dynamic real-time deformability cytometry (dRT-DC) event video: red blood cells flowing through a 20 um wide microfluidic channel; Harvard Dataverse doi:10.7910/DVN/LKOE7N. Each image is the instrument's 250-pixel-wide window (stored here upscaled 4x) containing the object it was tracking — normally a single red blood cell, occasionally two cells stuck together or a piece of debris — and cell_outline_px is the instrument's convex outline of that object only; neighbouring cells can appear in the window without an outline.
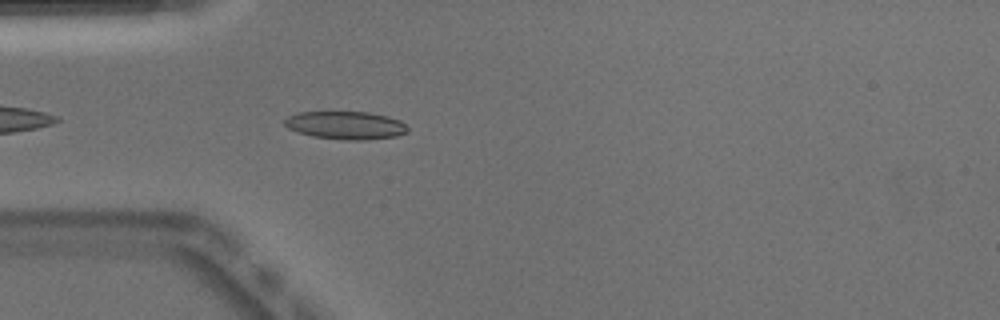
{"species": "Egyptian fruit bat (a non-hibernating species)", "species_latin": "Rousettus aegyptiacus", "temperature_condition": "warm", "stored_images_in_passage": 7, "camera_frame_rate_fps": 3000, "um_per_image_px": 0.085, "animal": {"sex": "male"}, "frame": {"image": 1, "passage_image": 4, "time_ms": 1.0, "image_size_px": [1000, 320], "cell_outline_px": [[408, 132], [396, 136], [364, 140], [344, 140], [312, 136], [288, 128], [284, 124], [284, 120], [288, 116], [296, 112], [368, 112], [388, 116], [400, 120], [408, 128]], "centroid_in_image_um": [29.39, 10.64], "position_along_channel_um": 55.6, "area_um2": 20.06}}